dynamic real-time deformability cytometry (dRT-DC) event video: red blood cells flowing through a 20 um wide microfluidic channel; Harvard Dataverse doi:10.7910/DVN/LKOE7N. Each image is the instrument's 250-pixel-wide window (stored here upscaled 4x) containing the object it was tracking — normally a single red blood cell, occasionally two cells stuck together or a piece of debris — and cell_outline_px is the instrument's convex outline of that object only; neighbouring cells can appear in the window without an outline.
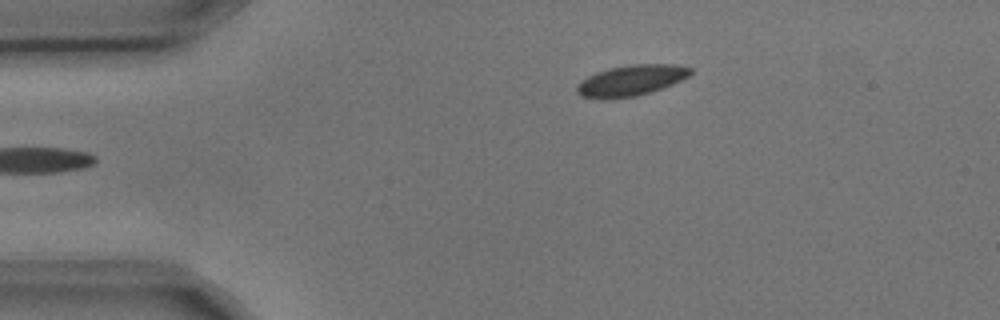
{"species": "common noctule bat (a hibernating species)", "species_latin": "Nyctalus noctula", "temperature_condition": "cold", "stored_images_in_passage": 4, "camera_frame_rate_fps": 3000, "um_per_image_px": 0.085, "animal": {"sex": "male", "body_mass_g": 17.9, "forearm_length_mm": 54.2}, "frame": {"image": 1, "passage_image": 4, "time_ms": 1.0, "image_size_px": [1000, 320], "cell_outline_px": [[692, 72], [688, 76], [672, 84], [636, 96], [580, 96], [576, 92], [576, 88], [580, 80], [596, 72], [608, 68], [628, 64], [676, 64], [692, 68]], "centroid_in_image_um": [53.67, 6.77], "position_along_channel_um": 31.3, "area_um2": 19.71}}